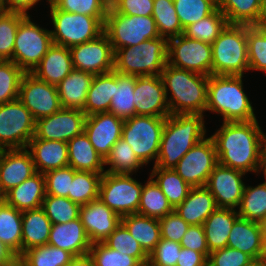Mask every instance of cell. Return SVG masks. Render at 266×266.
<instances>
[{"mask_svg":"<svg viewBox=\"0 0 266 266\" xmlns=\"http://www.w3.org/2000/svg\"><path fill=\"white\" fill-rule=\"evenodd\" d=\"M210 136L215 144L218 163L233 169L260 175L266 132L258 119L222 122Z\"/></svg>","mask_w":266,"mask_h":266,"instance_id":"1","label":"cell"},{"mask_svg":"<svg viewBox=\"0 0 266 266\" xmlns=\"http://www.w3.org/2000/svg\"><path fill=\"white\" fill-rule=\"evenodd\" d=\"M203 114L169 115L164 124L156 163L162 169H173L180 159L207 135Z\"/></svg>","mask_w":266,"mask_h":266,"instance_id":"2","label":"cell"},{"mask_svg":"<svg viewBox=\"0 0 266 266\" xmlns=\"http://www.w3.org/2000/svg\"><path fill=\"white\" fill-rule=\"evenodd\" d=\"M208 77L166 64L161 78L170 115L203 114L206 116Z\"/></svg>","mask_w":266,"mask_h":266,"instance_id":"3","label":"cell"},{"mask_svg":"<svg viewBox=\"0 0 266 266\" xmlns=\"http://www.w3.org/2000/svg\"><path fill=\"white\" fill-rule=\"evenodd\" d=\"M245 76L210 75L206 112L222 116V122L252 121L256 112L245 92Z\"/></svg>","mask_w":266,"mask_h":266,"instance_id":"4","label":"cell"},{"mask_svg":"<svg viewBox=\"0 0 266 266\" xmlns=\"http://www.w3.org/2000/svg\"><path fill=\"white\" fill-rule=\"evenodd\" d=\"M168 60V39L158 37L117 49L114 71L133 76L161 77Z\"/></svg>","mask_w":266,"mask_h":266,"instance_id":"5","label":"cell"},{"mask_svg":"<svg viewBox=\"0 0 266 266\" xmlns=\"http://www.w3.org/2000/svg\"><path fill=\"white\" fill-rule=\"evenodd\" d=\"M211 47V75L244 76L249 71L247 25L227 24Z\"/></svg>","mask_w":266,"mask_h":266,"instance_id":"6","label":"cell"},{"mask_svg":"<svg viewBox=\"0 0 266 266\" xmlns=\"http://www.w3.org/2000/svg\"><path fill=\"white\" fill-rule=\"evenodd\" d=\"M50 22L53 44L67 48L79 45L97 38L104 32L106 17H93L84 14L70 13L57 9L51 2Z\"/></svg>","mask_w":266,"mask_h":266,"instance_id":"7","label":"cell"},{"mask_svg":"<svg viewBox=\"0 0 266 266\" xmlns=\"http://www.w3.org/2000/svg\"><path fill=\"white\" fill-rule=\"evenodd\" d=\"M166 118L135 115L124 120L121 138L125 140L140 161L155 165Z\"/></svg>","mask_w":266,"mask_h":266,"instance_id":"8","label":"cell"},{"mask_svg":"<svg viewBox=\"0 0 266 266\" xmlns=\"http://www.w3.org/2000/svg\"><path fill=\"white\" fill-rule=\"evenodd\" d=\"M104 32L114 52L123 47H132L160 37L152 16H129L116 13L113 9H109L106 15Z\"/></svg>","mask_w":266,"mask_h":266,"instance_id":"9","label":"cell"},{"mask_svg":"<svg viewBox=\"0 0 266 266\" xmlns=\"http://www.w3.org/2000/svg\"><path fill=\"white\" fill-rule=\"evenodd\" d=\"M31 17L29 14L19 23L11 60L25 73H31L53 45L51 31Z\"/></svg>","mask_w":266,"mask_h":266,"instance_id":"10","label":"cell"},{"mask_svg":"<svg viewBox=\"0 0 266 266\" xmlns=\"http://www.w3.org/2000/svg\"><path fill=\"white\" fill-rule=\"evenodd\" d=\"M132 176L104 172L101 177L99 198L120 217L138 212L143 183Z\"/></svg>","mask_w":266,"mask_h":266,"instance_id":"11","label":"cell"},{"mask_svg":"<svg viewBox=\"0 0 266 266\" xmlns=\"http://www.w3.org/2000/svg\"><path fill=\"white\" fill-rule=\"evenodd\" d=\"M35 124L19 99L0 104V150L26 148L35 135Z\"/></svg>","mask_w":266,"mask_h":266,"instance_id":"12","label":"cell"},{"mask_svg":"<svg viewBox=\"0 0 266 266\" xmlns=\"http://www.w3.org/2000/svg\"><path fill=\"white\" fill-rule=\"evenodd\" d=\"M167 64L205 76L211 75L212 47L196 39L179 35L168 40Z\"/></svg>","mask_w":266,"mask_h":266,"instance_id":"13","label":"cell"},{"mask_svg":"<svg viewBox=\"0 0 266 266\" xmlns=\"http://www.w3.org/2000/svg\"><path fill=\"white\" fill-rule=\"evenodd\" d=\"M218 157L213 139L206 136L194 145L173 168L191 187L205 186Z\"/></svg>","mask_w":266,"mask_h":266,"instance_id":"14","label":"cell"},{"mask_svg":"<svg viewBox=\"0 0 266 266\" xmlns=\"http://www.w3.org/2000/svg\"><path fill=\"white\" fill-rule=\"evenodd\" d=\"M69 50L74 69L94 76L114 70L115 52L105 32L93 40L70 47Z\"/></svg>","mask_w":266,"mask_h":266,"instance_id":"15","label":"cell"},{"mask_svg":"<svg viewBox=\"0 0 266 266\" xmlns=\"http://www.w3.org/2000/svg\"><path fill=\"white\" fill-rule=\"evenodd\" d=\"M18 99L36 120L50 116L62 108L57 86L38 79L32 73L22 77Z\"/></svg>","mask_w":266,"mask_h":266,"instance_id":"16","label":"cell"},{"mask_svg":"<svg viewBox=\"0 0 266 266\" xmlns=\"http://www.w3.org/2000/svg\"><path fill=\"white\" fill-rule=\"evenodd\" d=\"M85 118L82 110L61 108L50 116L36 120L32 139L68 142L84 131Z\"/></svg>","mask_w":266,"mask_h":266,"instance_id":"17","label":"cell"},{"mask_svg":"<svg viewBox=\"0 0 266 266\" xmlns=\"http://www.w3.org/2000/svg\"><path fill=\"white\" fill-rule=\"evenodd\" d=\"M246 173L217 164L210 174L205 187L215 198L218 208L237 209L246 184Z\"/></svg>","mask_w":266,"mask_h":266,"instance_id":"18","label":"cell"},{"mask_svg":"<svg viewBox=\"0 0 266 266\" xmlns=\"http://www.w3.org/2000/svg\"><path fill=\"white\" fill-rule=\"evenodd\" d=\"M134 105L136 115L167 118L170 111L162 78L136 76Z\"/></svg>","mask_w":266,"mask_h":266,"instance_id":"19","label":"cell"},{"mask_svg":"<svg viewBox=\"0 0 266 266\" xmlns=\"http://www.w3.org/2000/svg\"><path fill=\"white\" fill-rule=\"evenodd\" d=\"M124 119L110 112L86 116L84 132L95 150L105 159L121 138Z\"/></svg>","mask_w":266,"mask_h":266,"instance_id":"20","label":"cell"},{"mask_svg":"<svg viewBox=\"0 0 266 266\" xmlns=\"http://www.w3.org/2000/svg\"><path fill=\"white\" fill-rule=\"evenodd\" d=\"M35 173L28 149L0 150V191L3 196Z\"/></svg>","mask_w":266,"mask_h":266,"instance_id":"21","label":"cell"},{"mask_svg":"<svg viewBox=\"0 0 266 266\" xmlns=\"http://www.w3.org/2000/svg\"><path fill=\"white\" fill-rule=\"evenodd\" d=\"M79 217L91 243L103 242L121 223V217L100 198L82 205Z\"/></svg>","mask_w":266,"mask_h":266,"instance_id":"22","label":"cell"},{"mask_svg":"<svg viewBox=\"0 0 266 266\" xmlns=\"http://www.w3.org/2000/svg\"><path fill=\"white\" fill-rule=\"evenodd\" d=\"M47 244L74 256L89 254L92 245L80 217L63 224H52Z\"/></svg>","mask_w":266,"mask_h":266,"instance_id":"23","label":"cell"},{"mask_svg":"<svg viewBox=\"0 0 266 266\" xmlns=\"http://www.w3.org/2000/svg\"><path fill=\"white\" fill-rule=\"evenodd\" d=\"M26 149L32 156L36 172L44 174L68 166L67 142L31 139Z\"/></svg>","mask_w":266,"mask_h":266,"instance_id":"24","label":"cell"},{"mask_svg":"<svg viewBox=\"0 0 266 266\" xmlns=\"http://www.w3.org/2000/svg\"><path fill=\"white\" fill-rule=\"evenodd\" d=\"M73 69L69 48L53 44L31 73L38 79L57 86Z\"/></svg>","mask_w":266,"mask_h":266,"instance_id":"25","label":"cell"},{"mask_svg":"<svg viewBox=\"0 0 266 266\" xmlns=\"http://www.w3.org/2000/svg\"><path fill=\"white\" fill-rule=\"evenodd\" d=\"M46 196L45 176L36 172L34 175L8 191L3 200L18 211L42 207Z\"/></svg>","mask_w":266,"mask_h":266,"instance_id":"26","label":"cell"},{"mask_svg":"<svg viewBox=\"0 0 266 266\" xmlns=\"http://www.w3.org/2000/svg\"><path fill=\"white\" fill-rule=\"evenodd\" d=\"M217 208L213 195L202 186L192 187L188 196L174 208V211L189 225H203Z\"/></svg>","mask_w":266,"mask_h":266,"instance_id":"27","label":"cell"},{"mask_svg":"<svg viewBox=\"0 0 266 266\" xmlns=\"http://www.w3.org/2000/svg\"><path fill=\"white\" fill-rule=\"evenodd\" d=\"M227 247L237 249L253 260H261L262 233L259 223L238 217L230 231Z\"/></svg>","mask_w":266,"mask_h":266,"instance_id":"28","label":"cell"},{"mask_svg":"<svg viewBox=\"0 0 266 266\" xmlns=\"http://www.w3.org/2000/svg\"><path fill=\"white\" fill-rule=\"evenodd\" d=\"M68 166L76 171L104 173V158L95 150L83 131L67 142Z\"/></svg>","mask_w":266,"mask_h":266,"instance_id":"29","label":"cell"},{"mask_svg":"<svg viewBox=\"0 0 266 266\" xmlns=\"http://www.w3.org/2000/svg\"><path fill=\"white\" fill-rule=\"evenodd\" d=\"M94 75L73 69L58 85V95L62 108L84 109L87 92Z\"/></svg>","mask_w":266,"mask_h":266,"instance_id":"30","label":"cell"},{"mask_svg":"<svg viewBox=\"0 0 266 266\" xmlns=\"http://www.w3.org/2000/svg\"><path fill=\"white\" fill-rule=\"evenodd\" d=\"M239 217L233 208H217L203 223L209 252L227 247V241L235 220Z\"/></svg>","mask_w":266,"mask_h":266,"instance_id":"31","label":"cell"},{"mask_svg":"<svg viewBox=\"0 0 266 266\" xmlns=\"http://www.w3.org/2000/svg\"><path fill=\"white\" fill-rule=\"evenodd\" d=\"M52 223L42 207L22 212V253L48 243Z\"/></svg>","mask_w":266,"mask_h":266,"instance_id":"32","label":"cell"},{"mask_svg":"<svg viewBox=\"0 0 266 266\" xmlns=\"http://www.w3.org/2000/svg\"><path fill=\"white\" fill-rule=\"evenodd\" d=\"M218 8L228 24L258 26L264 23L266 15L261 0H220Z\"/></svg>","mask_w":266,"mask_h":266,"instance_id":"33","label":"cell"},{"mask_svg":"<svg viewBox=\"0 0 266 266\" xmlns=\"http://www.w3.org/2000/svg\"><path fill=\"white\" fill-rule=\"evenodd\" d=\"M121 222L148 255L160 242L158 219L134 213L121 217Z\"/></svg>","mask_w":266,"mask_h":266,"instance_id":"34","label":"cell"},{"mask_svg":"<svg viewBox=\"0 0 266 266\" xmlns=\"http://www.w3.org/2000/svg\"><path fill=\"white\" fill-rule=\"evenodd\" d=\"M136 76L121 74L114 71V92L109 112L122 119L136 115L134 105V88Z\"/></svg>","mask_w":266,"mask_h":266,"instance_id":"35","label":"cell"},{"mask_svg":"<svg viewBox=\"0 0 266 266\" xmlns=\"http://www.w3.org/2000/svg\"><path fill=\"white\" fill-rule=\"evenodd\" d=\"M0 241L18 257L22 254V212L0 201Z\"/></svg>","mask_w":266,"mask_h":266,"instance_id":"36","label":"cell"},{"mask_svg":"<svg viewBox=\"0 0 266 266\" xmlns=\"http://www.w3.org/2000/svg\"><path fill=\"white\" fill-rule=\"evenodd\" d=\"M114 92V70L93 77L87 92L83 112L86 116L109 112L110 102Z\"/></svg>","mask_w":266,"mask_h":266,"instance_id":"37","label":"cell"},{"mask_svg":"<svg viewBox=\"0 0 266 266\" xmlns=\"http://www.w3.org/2000/svg\"><path fill=\"white\" fill-rule=\"evenodd\" d=\"M150 171L149 176L160 187L173 208L181 204L188 196L192 187L174 169H162L153 166Z\"/></svg>","mask_w":266,"mask_h":266,"instance_id":"38","label":"cell"},{"mask_svg":"<svg viewBox=\"0 0 266 266\" xmlns=\"http://www.w3.org/2000/svg\"><path fill=\"white\" fill-rule=\"evenodd\" d=\"M106 173L111 174H135L145 166L135 155L132 147L120 138L112 147L110 153L104 159Z\"/></svg>","mask_w":266,"mask_h":266,"instance_id":"39","label":"cell"},{"mask_svg":"<svg viewBox=\"0 0 266 266\" xmlns=\"http://www.w3.org/2000/svg\"><path fill=\"white\" fill-rule=\"evenodd\" d=\"M75 256L49 244L24 251L18 257V266H67Z\"/></svg>","mask_w":266,"mask_h":266,"instance_id":"40","label":"cell"},{"mask_svg":"<svg viewBox=\"0 0 266 266\" xmlns=\"http://www.w3.org/2000/svg\"><path fill=\"white\" fill-rule=\"evenodd\" d=\"M174 211L160 187L149 176L143 184L138 214L160 219Z\"/></svg>","mask_w":266,"mask_h":266,"instance_id":"41","label":"cell"},{"mask_svg":"<svg viewBox=\"0 0 266 266\" xmlns=\"http://www.w3.org/2000/svg\"><path fill=\"white\" fill-rule=\"evenodd\" d=\"M239 217L259 222L266 216V180L258 185L245 184L243 196L236 209Z\"/></svg>","mask_w":266,"mask_h":266,"instance_id":"42","label":"cell"},{"mask_svg":"<svg viewBox=\"0 0 266 266\" xmlns=\"http://www.w3.org/2000/svg\"><path fill=\"white\" fill-rule=\"evenodd\" d=\"M227 24L226 16L217 8L212 14L184 28L183 35L211 45Z\"/></svg>","mask_w":266,"mask_h":266,"instance_id":"43","label":"cell"},{"mask_svg":"<svg viewBox=\"0 0 266 266\" xmlns=\"http://www.w3.org/2000/svg\"><path fill=\"white\" fill-rule=\"evenodd\" d=\"M103 173L76 171L68 198L80 206L99 198V185Z\"/></svg>","mask_w":266,"mask_h":266,"instance_id":"44","label":"cell"},{"mask_svg":"<svg viewBox=\"0 0 266 266\" xmlns=\"http://www.w3.org/2000/svg\"><path fill=\"white\" fill-rule=\"evenodd\" d=\"M152 17L159 36L168 40L183 34V28L175 11L173 0H154Z\"/></svg>","mask_w":266,"mask_h":266,"instance_id":"45","label":"cell"},{"mask_svg":"<svg viewBox=\"0 0 266 266\" xmlns=\"http://www.w3.org/2000/svg\"><path fill=\"white\" fill-rule=\"evenodd\" d=\"M247 51L249 71H261L266 74V26L247 25Z\"/></svg>","mask_w":266,"mask_h":266,"instance_id":"46","label":"cell"},{"mask_svg":"<svg viewBox=\"0 0 266 266\" xmlns=\"http://www.w3.org/2000/svg\"><path fill=\"white\" fill-rule=\"evenodd\" d=\"M173 3L183 29L212 14L218 8V3L214 0H173Z\"/></svg>","mask_w":266,"mask_h":266,"instance_id":"47","label":"cell"},{"mask_svg":"<svg viewBox=\"0 0 266 266\" xmlns=\"http://www.w3.org/2000/svg\"><path fill=\"white\" fill-rule=\"evenodd\" d=\"M80 205L69 198L46 195L42 208L52 224H63L79 218Z\"/></svg>","mask_w":266,"mask_h":266,"instance_id":"48","label":"cell"},{"mask_svg":"<svg viewBox=\"0 0 266 266\" xmlns=\"http://www.w3.org/2000/svg\"><path fill=\"white\" fill-rule=\"evenodd\" d=\"M25 72L11 60H0V104L18 99Z\"/></svg>","mask_w":266,"mask_h":266,"instance_id":"49","label":"cell"},{"mask_svg":"<svg viewBox=\"0 0 266 266\" xmlns=\"http://www.w3.org/2000/svg\"><path fill=\"white\" fill-rule=\"evenodd\" d=\"M26 16L12 11L0 14V60H12L17 28Z\"/></svg>","mask_w":266,"mask_h":266,"instance_id":"50","label":"cell"},{"mask_svg":"<svg viewBox=\"0 0 266 266\" xmlns=\"http://www.w3.org/2000/svg\"><path fill=\"white\" fill-rule=\"evenodd\" d=\"M109 248L136 258L139 262L148 260V254L131 236L128 229L121 222L117 228L103 241Z\"/></svg>","mask_w":266,"mask_h":266,"instance_id":"51","label":"cell"},{"mask_svg":"<svg viewBox=\"0 0 266 266\" xmlns=\"http://www.w3.org/2000/svg\"><path fill=\"white\" fill-rule=\"evenodd\" d=\"M95 266H138L136 258L109 248L104 242L92 243L89 250Z\"/></svg>","mask_w":266,"mask_h":266,"instance_id":"52","label":"cell"},{"mask_svg":"<svg viewBox=\"0 0 266 266\" xmlns=\"http://www.w3.org/2000/svg\"><path fill=\"white\" fill-rule=\"evenodd\" d=\"M75 172L71 166H66L44 173L46 195L68 198Z\"/></svg>","mask_w":266,"mask_h":266,"instance_id":"53","label":"cell"},{"mask_svg":"<svg viewBox=\"0 0 266 266\" xmlns=\"http://www.w3.org/2000/svg\"><path fill=\"white\" fill-rule=\"evenodd\" d=\"M59 10L93 17H106L108 9L100 0H52Z\"/></svg>","mask_w":266,"mask_h":266,"instance_id":"54","label":"cell"},{"mask_svg":"<svg viewBox=\"0 0 266 266\" xmlns=\"http://www.w3.org/2000/svg\"><path fill=\"white\" fill-rule=\"evenodd\" d=\"M181 248L180 243L161 238L148 259L156 266H176Z\"/></svg>","mask_w":266,"mask_h":266,"instance_id":"55","label":"cell"},{"mask_svg":"<svg viewBox=\"0 0 266 266\" xmlns=\"http://www.w3.org/2000/svg\"><path fill=\"white\" fill-rule=\"evenodd\" d=\"M253 261L249 255L237 249L224 247L209 253L207 266H247Z\"/></svg>","mask_w":266,"mask_h":266,"instance_id":"56","label":"cell"},{"mask_svg":"<svg viewBox=\"0 0 266 266\" xmlns=\"http://www.w3.org/2000/svg\"><path fill=\"white\" fill-rule=\"evenodd\" d=\"M160 223L161 238L180 243L182 237L190 226L175 211L158 219Z\"/></svg>","mask_w":266,"mask_h":266,"instance_id":"57","label":"cell"},{"mask_svg":"<svg viewBox=\"0 0 266 266\" xmlns=\"http://www.w3.org/2000/svg\"><path fill=\"white\" fill-rule=\"evenodd\" d=\"M180 245L183 248L202 253L207 259L209 257L210 252L207 247L203 225H190L182 237Z\"/></svg>","mask_w":266,"mask_h":266,"instance_id":"58","label":"cell"},{"mask_svg":"<svg viewBox=\"0 0 266 266\" xmlns=\"http://www.w3.org/2000/svg\"><path fill=\"white\" fill-rule=\"evenodd\" d=\"M154 0H117L112 8L124 15L152 16Z\"/></svg>","mask_w":266,"mask_h":266,"instance_id":"59","label":"cell"},{"mask_svg":"<svg viewBox=\"0 0 266 266\" xmlns=\"http://www.w3.org/2000/svg\"><path fill=\"white\" fill-rule=\"evenodd\" d=\"M207 261L202 253L182 247L176 266H207Z\"/></svg>","mask_w":266,"mask_h":266,"instance_id":"60","label":"cell"},{"mask_svg":"<svg viewBox=\"0 0 266 266\" xmlns=\"http://www.w3.org/2000/svg\"><path fill=\"white\" fill-rule=\"evenodd\" d=\"M41 0H3L6 11L21 12L29 15V10L35 8Z\"/></svg>","mask_w":266,"mask_h":266,"instance_id":"61","label":"cell"},{"mask_svg":"<svg viewBox=\"0 0 266 266\" xmlns=\"http://www.w3.org/2000/svg\"><path fill=\"white\" fill-rule=\"evenodd\" d=\"M0 266H18V256L0 241Z\"/></svg>","mask_w":266,"mask_h":266,"instance_id":"62","label":"cell"},{"mask_svg":"<svg viewBox=\"0 0 266 266\" xmlns=\"http://www.w3.org/2000/svg\"><path fill=\"white\" fill-rule=\"evenodd\" d=\"M67 266H95L92 257L89 254L75 256Z\"/></svg>","mask_w":266,"mask_h":266,"instance_id":"63","label":"cell"},{"mask_svg":"<svg viewBox=\"0 0 266 266\" xmlns=\"http://www.w3.org/2000/svg\"><path fill=\"white\" fill-rule=\"evenodd\" d=\"M263 173L262 177L266 180V143L262 152V161H261V169L260 174Z\"/></svg>","mask_w":266,"mask_h":266,"instance_id":"64","label":"cell"},{"mask_svg":"<svg viewBox=\"0 0 266 266\" xmlns=\"http://www.w3.org/2000/svg\"><path fill=\"white\" fill-rule=\"evenodd\" d=\"M261 261L266 263V235H262Z\"/></svg>","mask_w":266,"mask_h":266,"instance_id":"65","label":"cell"},{"mask_svg":"<svg viewBox=\"0 0 266 266\" xmlns=\"http://www.w3.org/2000/svg\"><path fill=\"white\" fill-rule=\"evenodd\" d=\"M100 1L108 10L112 9L117 3V0H100Z\"/></svg>","mask_w":266,"mask_h":266,"instance_id":"66","label":"cell"},{"mask_svg":"<svg viewBox=\"0 0 266 266\" xmlns=\"http://www.w3.org/2000/svg\"><path fill=\"white\" fill-rule=\"evenodd\" d=\"M258 223H259L262 235H266V216L262 218Z\"/></svg>","mask_w":266,"mask_h":266,"instance_id":"67","label":"cell"},{"mask_svg":"<svg viewBox=\"0 0 266 266\" xmlns=\"http://www.w3.org/2000/svg\"><path fill=\"white\" fill-rule=\"evenodd\" d=\"M247 266H266V263L262 262L261 260H254L251 264Z\"/></svg>","mask_w":266,"mask_h":266,"instance_id":"68","label":"cell"},{"mask_svg":"<svg viewBox=\"0 0 266 266\" xmlns=\"http://www.w3.org/2000/svg\"><path fill=\"white\" fill-rule=\"evenodd\" d=\"M138 266H156V265L148 259L146 261L140 262Z\"/></svg>","mask_w":266,"mask_h":266,"instance_id":"69","label":"cell"},{"mask_svg":"<svg viewBox=\"0 0 266 266\" xmlns=\"http://www.w3.org/2000/svg\"><path fill=\"white\" fill-rule=\"evenodd\" d=\"M6 12L3 0H0V14Z\"/></svg>","mask_w":266,"mask_h":266,"instance_id":"70","label":"cell"},{"mask_svg":"<svg viewBox=\"0 0 266 266\" xmlns=\"http://www.w3.org/2000/svg\"><path fill=\"white\" fill-rule=\"evenodd\" d=\"M262 9L266 14V0H261Z\"/></svg>","mask_w":266,"mask_h":266,"instance_id":"71","label":"cell"},{"mask_svg":"<svg viewBox=\"0 0 266 266\" xmlns=\"http://www.w3.org/2000/svg\"><path fill=\"white\" fill-rule=\"evenodd\" d=\"M3 195L1 194V191H0V201H2L3 200Z\"/></svg>","mask_w":266,"mask_h":266,"instance_id":"72","label":"cell"},{"mask_svg":"<svg viewBox=\"0 0 266 266\" xmlns=\"http://www.w3.org/2000/svg\"><path fill=\"white\" fill-rule=\"evenodd\" d=\"M263 25L266 26V15H265V19H264Z\"/></svg>","mask_w":266,"mask_h":266,"instance_id":"73","label":"cell"},{"mask_svg":"<svg viewBox=\"0 0 266 266\" xmlns=\"http://www.w3.org/2000/svg\"><path fill=\"white\" fill-rule=\"evenodd\" d=\"M46 1H47L46 3L49 4L52 0H46Z\"/></svg>","mask_w":266,"mask_h":266,"instance_id":"74","label":"cell"}]
</instances>
